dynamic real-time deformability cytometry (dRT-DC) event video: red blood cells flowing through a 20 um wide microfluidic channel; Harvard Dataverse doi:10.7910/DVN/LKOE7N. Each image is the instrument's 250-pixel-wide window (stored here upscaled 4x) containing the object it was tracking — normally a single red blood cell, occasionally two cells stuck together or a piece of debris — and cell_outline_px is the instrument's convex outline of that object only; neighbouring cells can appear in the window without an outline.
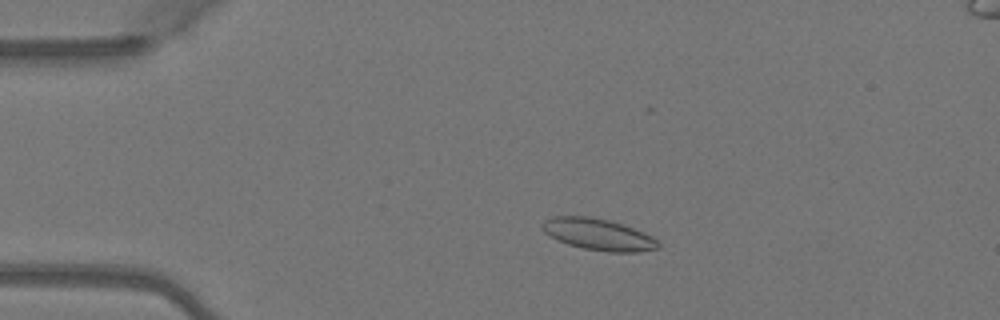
{"species": "Egyptian fruit bat (a non-hibernating species)", "species_latin": "Rousettus aegyptiacus", "temperature_condition": "warm", "stored_images_in_passage": 4, "camera_frame_rate_fps": 3000, "um_per_image_px": 0.085, "animal": {"sex": "female"}, "frame": {"image": 1, "passage_image": 3, "time_ms": 0.667, "image_size_px": [1000, 320], "cell_outline_px": [[660, 248], [636, 252], [608, 252], [584, 248], [568, 244], [556, 240], [544, 232], [540, 228], [540, 224], [544, 220], [552, 216], [592, 216], [608, 220], [644, 232], [652, 236], [660, 244]], "centroid_in_image_um": [50.81, 19.92], "position_along_channel_um": 34.2, "area_um2": 21.39}}